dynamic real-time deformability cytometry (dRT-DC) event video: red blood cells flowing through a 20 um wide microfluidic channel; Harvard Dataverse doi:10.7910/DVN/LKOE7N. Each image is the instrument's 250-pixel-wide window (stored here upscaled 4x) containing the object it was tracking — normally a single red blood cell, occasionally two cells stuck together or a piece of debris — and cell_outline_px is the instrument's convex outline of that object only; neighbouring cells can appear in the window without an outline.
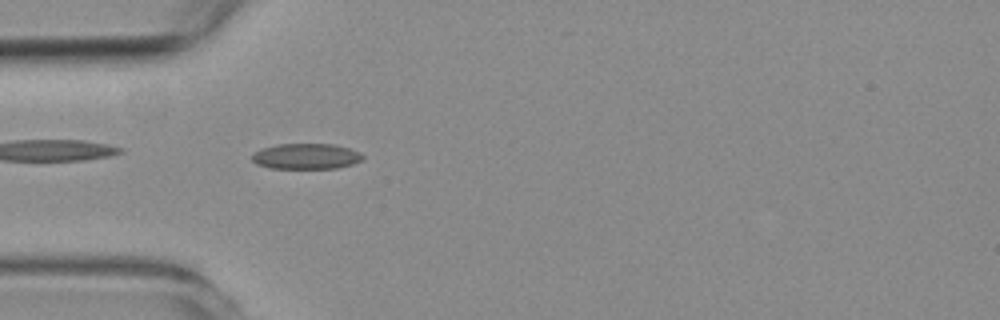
{"species": "common noctule bat (a hibernating species)", "species_latin": "Nyctalus noctula", "temperature_condition": "room temperature", "stored_images_in_passage": 42, "camera_frame_rate_fps": 3000, "um_per_image_px": 0.085, "animal": {"sex": "female", "body_mass_g": 19.3, "forearm_length_mm": 54.1}, "frame": {"image": 1, "passage_image": 2, "time_ms": 0.333, "image_size_px": [1000, 320], "cell_outline_px": [[364, 156], [360, 160], [352, 164], [336, 168], [268, 168], [256, 164], [252, 160], [252, 156], [256, 152], [264, 148], [276, 144], [332, 144], [348, 148], [360, 152]], "centroid_in_image_um": [26.01, 13.29], "position_along_channel_um": 59.0, "area_um2": 16.36}}
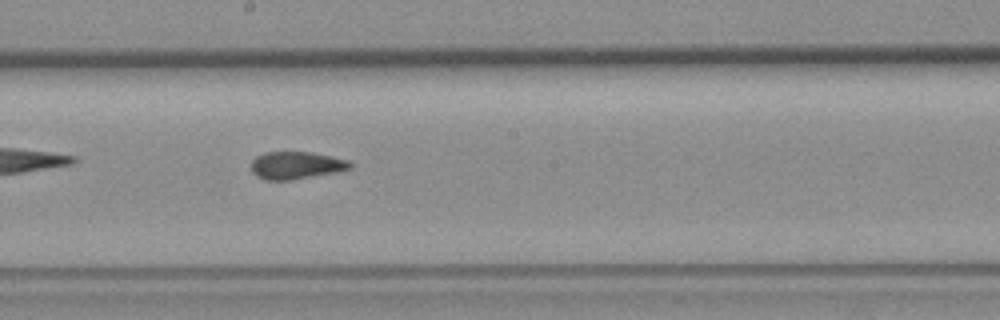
{"frame": {"image": 2, "passage_image": 16, "time_ms": 5.0, "image_size_px": [1000, 320], "cell_outline_px": [[352, 168], [336, 172], [292, 180], [264, 180], [256, 176], [252, 172], [252, 160], [256, 156], [264, 152], [312, 152], [332, 156], [348, 160], [352, 164]], "centroid_in_image_um": [25.17, 14.05], "position_along_channel_um": 223.0, "area_um2": 15.95}}
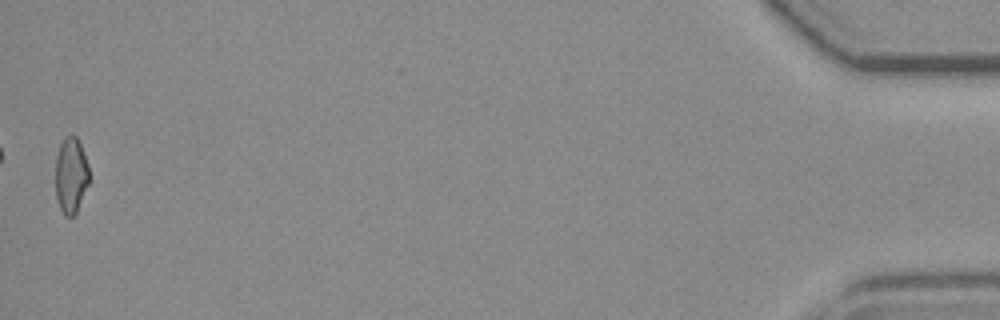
{"frame": {"image": 3, "passage_image": 42, "time_ms": 13.667, "image_size_px": [1000, 320], "cell_outline_px": [[88, 184], [76, 212], [72, 216], [64, 216], [60, 208], [56, 196], [56, 156], [60, 144], [64, 136], [76, 136], [80, 144], [88, 164]], "centroid_in_image_um": [6.01, 14.89], "position_along_channel_um": 429.2, "area_um2": 14.68}, "authors_computed_cell_mechanics": {"area_um2": 16.1551, "velocity_mm_per_s": 3.5629, "shape_relaxation_time_tau1_ms": null, "shape_relaxation_time_tau2_ms": 1.9576, "deformation_change_tau1": null, "deformation_change_tau2": 0.0606}}